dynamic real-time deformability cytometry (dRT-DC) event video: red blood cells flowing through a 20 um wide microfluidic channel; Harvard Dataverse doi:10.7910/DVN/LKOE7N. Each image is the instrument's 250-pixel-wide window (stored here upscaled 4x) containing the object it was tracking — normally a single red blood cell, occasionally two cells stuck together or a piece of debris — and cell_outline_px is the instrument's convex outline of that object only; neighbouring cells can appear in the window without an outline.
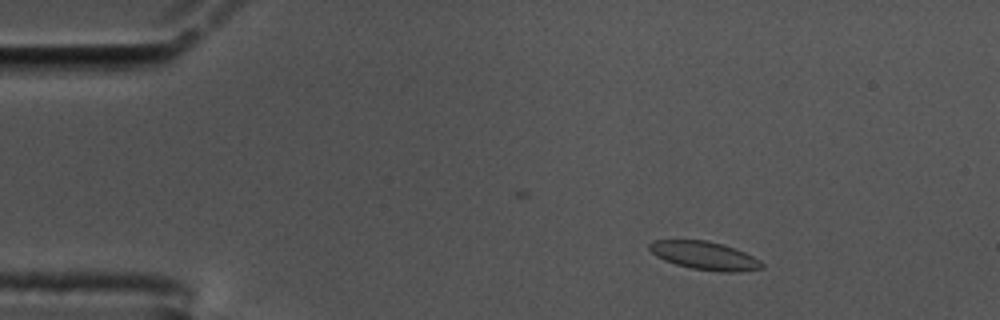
{"species": "common noctule bat (a hibernating species)", "species_latin": "Nyctalus noctula", "temperature_condition": "cold", "stored_images_in_passage": 35, "camera_frame_rate_fps": 3000, "um_per_image_px": 0.085, "animal": {"sex": "male", "body_mass_g": 17.5, "forearm_length_mm": 52.3}, "frame": {"image": 1, "passage_image": 8, "time_ms": 2.333, "image_size_px": [1000, 320], "cell_outline_px": [[764, 268], [736, 272], [724, 272], [692, 268], [676, 264], [664, 260], [656, 256], [648, 248], [648, 244], [652, 240], [708, 240], [724, 244], [744, 252], [760, 260], [764, 264]], "centroid_in_image_um": [59.89, 21.72], "position_along_channel_um": 25.1, "area_um2": 18.5}}
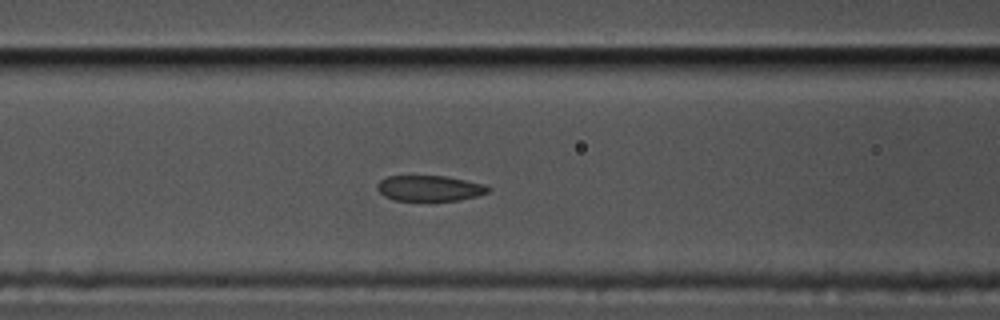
{"frame": {"image": 2, "passage_image": 23, "time_ms": 7.333, "image_size_px": [1000, 320], "cell_outline_px": [[492, 188], [488, 192], [476, 196], [460, 200], [396, 200], [384, 196], [376, 188], [376, 184], [380, 180], [388, 176], [444, 176], [484, 184]], "centroid_in_image_um": [36.5, 16.0], "position_along_channel_um": 130.1, "area_um2": 16.42}}
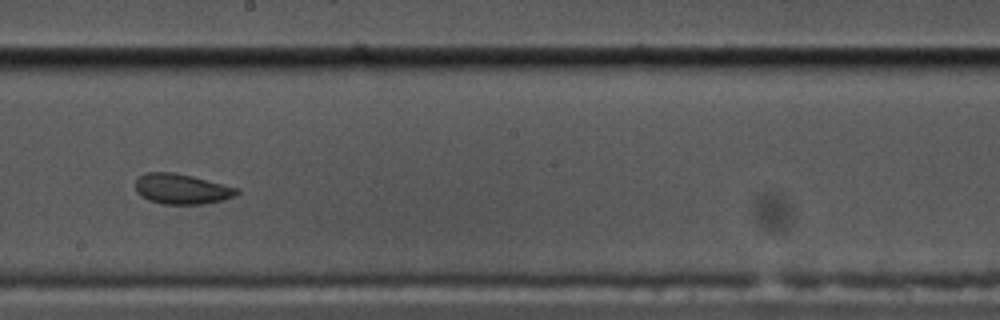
{"frame": {"image": 3, "passage_image": 32, "time_ms": 10.333, "image_size_px": [1000, 320], "cell_outline_px": [[240, 192], [232, 196], [220, 200], [204, 204], [164, 204], [148, 200], [140, 196], [136, 192], [136, 176], [148, 172], [176, 172], [240, 188]], "centroid_in_image_um": [15.41, 16.05], "position_along_channel_um": 232.8, "area_um2": 17.98}}